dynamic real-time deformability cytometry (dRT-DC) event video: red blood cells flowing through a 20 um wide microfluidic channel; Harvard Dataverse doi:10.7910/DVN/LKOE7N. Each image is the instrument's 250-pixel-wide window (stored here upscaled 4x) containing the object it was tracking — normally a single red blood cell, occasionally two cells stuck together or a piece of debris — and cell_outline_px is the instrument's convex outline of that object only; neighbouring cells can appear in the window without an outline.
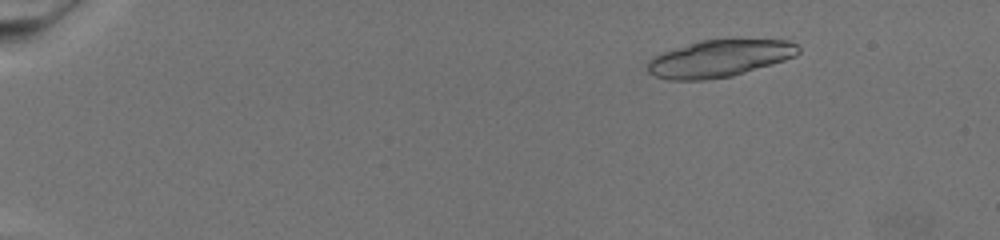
{"species": "common noctule bat (a hibernating species)", "species_latin": "Nyctalus noctula", "temperature_condition": "warm", "stored_images_in_passage": 32, "camera_frame_rate_fps": 3000, "um_per_image_px": 0.085, "animal": {"sex": "female", "body_mass_g": 19.5, "forearm_length_mm": 54.1}, "frame": {"image": 1, "passage_image": 12, "time_ms": 3.667, "image_size_px": [1000, 240], "cell_outline_px": [[800, 52], [796, 56], [772, 64], [732, 76], [708, 80], [668, 80], [656, 76], [648, 72], [644, 64], [652, 56], [660, 52], [700, 40], [788, 40], [796, 44], [800, 48]], "centroid_in_image_um": [61.08, 4.98], "position_along_channel_um": 23.9, "area_um2": 32.77}}